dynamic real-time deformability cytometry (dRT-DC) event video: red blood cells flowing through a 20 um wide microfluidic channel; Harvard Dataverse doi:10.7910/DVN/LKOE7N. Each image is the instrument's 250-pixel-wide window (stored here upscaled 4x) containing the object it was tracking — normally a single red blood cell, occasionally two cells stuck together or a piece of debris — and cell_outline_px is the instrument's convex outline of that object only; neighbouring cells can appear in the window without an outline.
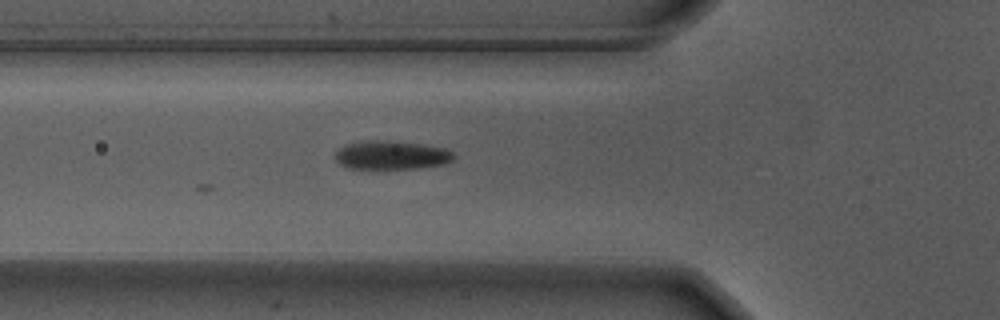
{"species": "Egyptian fruit bat (a non-hibernating species)", "species_latin": "Rousettus aegyptiacus", "temperature_condition": "warm", "stored_images_in_passage": 5, "camera_frame_rate_fps": 3000, "um_per_image_px": 0.085, "animal": {"sex": "male"}, "frame": {"image": 1, "passage_image": 5, "time_ms": 1.333, "image_size_px": [1000, 320], "cell_outline_px": [[456, 156], [452, 160], [444, 164], [420, 168], [348, 168], [340, 164], [332, 156], [344, 144], [360, 140], [384, 140], [420, 144], [448, 148]], "centroid_in_image_um": [33.25, 13.17], "position_along_channel_um": 92.5, "area_um2": 20.0}}